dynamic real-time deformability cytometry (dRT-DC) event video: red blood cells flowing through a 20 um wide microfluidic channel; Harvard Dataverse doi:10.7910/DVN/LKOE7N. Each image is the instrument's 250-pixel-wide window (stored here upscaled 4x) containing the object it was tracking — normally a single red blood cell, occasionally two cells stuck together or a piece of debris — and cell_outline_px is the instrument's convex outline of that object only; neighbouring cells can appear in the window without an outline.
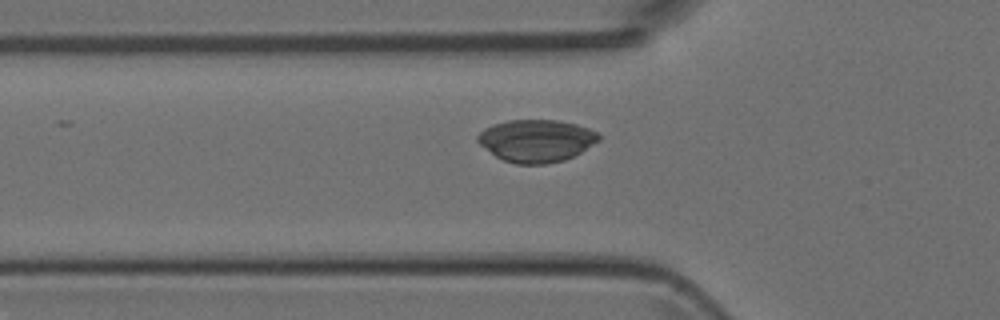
{"species": "Egyptian fruit bat (a non-hibernating species)", "species_latin": "Rousettus aegyptiacus", "temperature_condition": "room temperature", "stored_images_in_passage": 37, "camera_frame_rate_fps": 3000, "um_per_image_px": 0.085, "animal": {"sex": "female"}, "frame": {"image": 1, "passage_image": 8, "time_ms": 2.333, "image_size_px": [1000, 320], "cell_outline_px": [[600, 140], [580, 152], [564, 160], [544, 164], [516, 164], [504, 160], [496, 156], [480, 144], [476, 140], [476, 136], [484, 128], [492, 124], [508, 120], [556, 120], [576, 124], [588, 128], [596, 132], [600, 136]], "centroid_in_image_um": [45.57, 11.95], "position_along_channel_um": 80.2, "area_um2": 29.77}}
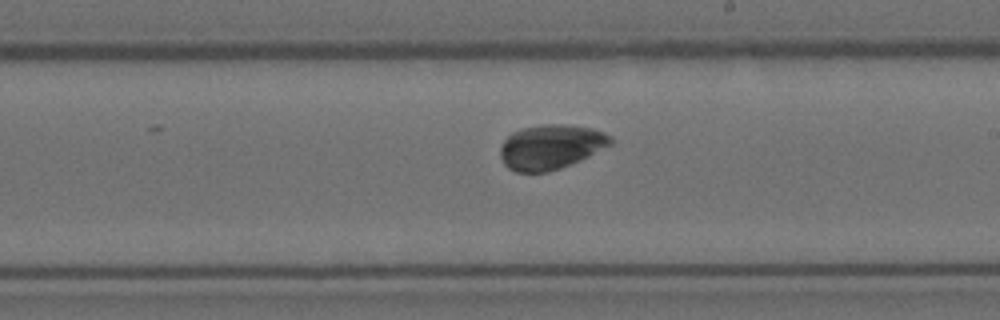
{"frame": {"image": 2, "passage_image": 20, "time_ms": 6.333, "image_size_px": [1000, 320], "cell_outline_px": [[612, 144], [580, 160], [560, 168], [548, 172], [516, 172], [508, 168], [504, 164], [500, 156], [500, 148], [504, 140], [512, 132], [524, 128], [540, 124], [564, 124], [592, 128], [604, 132], [612, 136]], "centroid_in_image_um": [46.81, 12.48], "position_along_channel_um": 242.2, "area_um2": 28.73}}
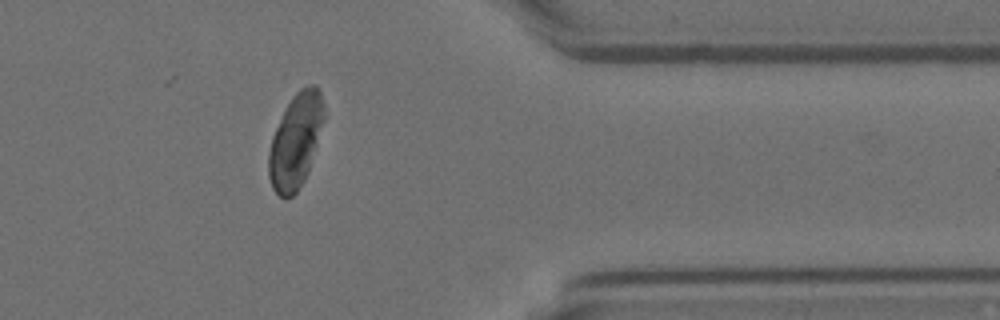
{"frame": {"image": 3, "passage_image": 32, "time_ms": 10.333, "image_size_px": [1000, 320], "cell_outline_px": [[324, 120], [304, 180], [296, 192], [288, 200], [284, 200], [272, 188], [268, 176], [268, 152], [272, 136], [292, 96], [300, 88], [308, 84], [316, 84], [320, 88], [324, 104]], "centroid_in_image_um": [25.12, 11.96], "position_along_channel_um": 386.3, "area_um2": 30.29}}